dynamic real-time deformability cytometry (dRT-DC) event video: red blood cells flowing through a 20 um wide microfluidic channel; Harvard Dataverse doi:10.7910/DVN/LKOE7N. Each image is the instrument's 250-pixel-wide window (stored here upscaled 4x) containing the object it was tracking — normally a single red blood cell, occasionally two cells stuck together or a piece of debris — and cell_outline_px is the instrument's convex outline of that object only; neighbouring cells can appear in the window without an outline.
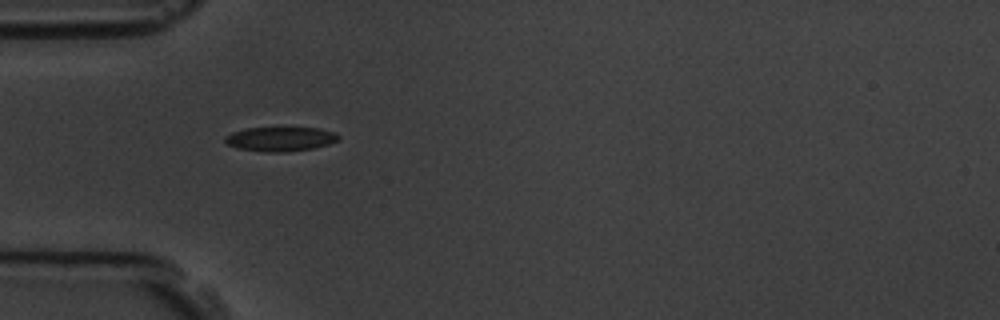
{"species": "common noctule bat (a hibernating species)", "species_latin": "Nyctalus noctula", "temperature_condition": "room temperature", "stored_images_in_passage": 2, "camera_frame_rate_fps": 3000, "um_per_image_px": 0.085, "animal": {"sex": "male", "body_mass_g": 19.5, "forearm_length_mm": 54.6}, "frame": {"image": 1, "passage_image": 1, "time_ms": 0.0, "image_size_px": [1000, 320], "cell_outline_px": [[340, 140], [328, 144], [312, 148], [284, 152], [268, 152], [236, 148], [228, 144], [224, 140], [224, 136], [232, 132], [244, 128], [320, 128], [336, 132], [340, 136]], "centroid_in_image_um": [23.84, 11.81], "position_along_channel_um": 61.2, "area_um2": 16.13}}
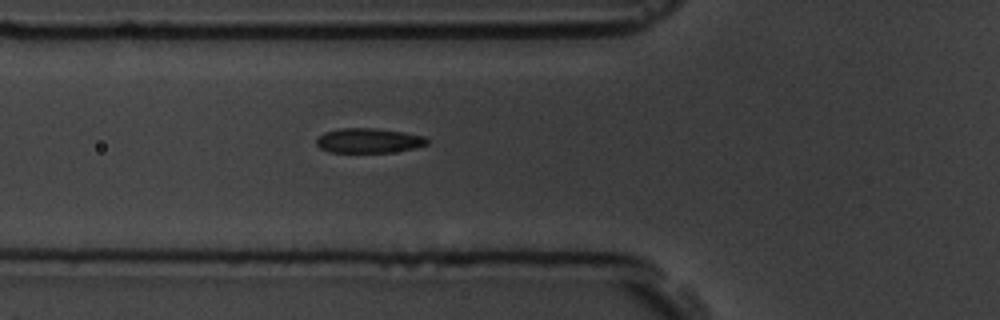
{"frame": {"image": 2, "passage_image": 2, "time_ms": 1.0, "image_size_px": [1000, 320], "cell_outline_px": [[428, 144], [416, 148], [392, 152], [328, 152], [320, 148], [316, 144], [316, 140], [324, 132], [340, 128], [376, 128], [404, 132], [424, 136], [428, 140]], "centroid_in_image_um": [31.35, 11.95], "position_along_channel_um": 94.5, "area_um2": 16.01}}